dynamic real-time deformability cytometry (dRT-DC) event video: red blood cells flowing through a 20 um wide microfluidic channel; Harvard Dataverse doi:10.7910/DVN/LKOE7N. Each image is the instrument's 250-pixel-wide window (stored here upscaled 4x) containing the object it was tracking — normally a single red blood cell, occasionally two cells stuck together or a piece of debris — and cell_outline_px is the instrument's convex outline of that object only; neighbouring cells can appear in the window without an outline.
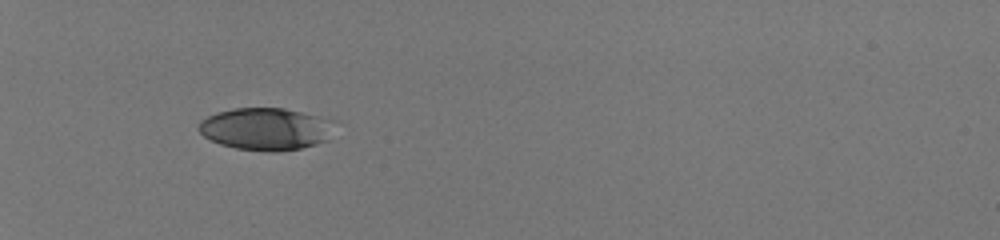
{"species": "human", "species_latin": "Homo sapiens", "temperature_condition": "room temperature", "stored_images_in_passage": 34, "camera_frame_rate_fps": 3000, "um_per_image_px": 0.085, "donor": {"sex": "male"}, "frame": {"image": 1, "passage_image": 1, "time_ms": 0.0, "image_size_px": [1000, 240], "cell_outline_px": [[336, 120], [328, 140], [316, 144], [300, 148], [276, 152], [264, 152], [236, 148], [220, 144], [204, 136], [196, 128], [200, 120], [216, 112], [232, 108], [284, 108], [320, 116]], "centroid_in_image_um": [22.6, 10.96], "position_along_channel_um": 62.4, "area_um2": 33.87}}
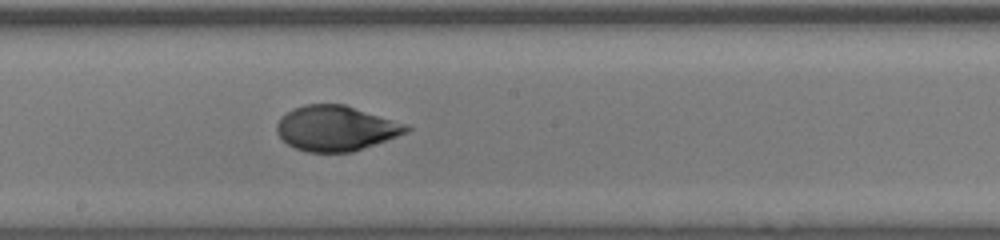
{"frame": {"image": 2, "passage_image": 15, "time_ms": 4.667, "image_size_px": [1000, 240], "cell_outline_px": [[412, 128], [408, 132], [352, 152], [308, 152], [296, 148], [288, 144], [276, 132], [276, 124], [280, 116], [292, 108], [304, 104], [344, 104], [408, 124]], "centroid_in_image_um": [28.54, 10.89], "position_along_channel_um": 219.7, "area_um2": 34.16}}
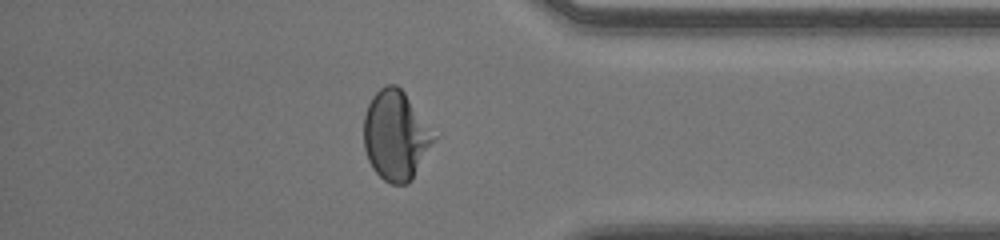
{"frame": {"image": 3, "passage_image": 29, "time_ms": 9.333, "image_size_px": [1000, 240], "cell_outline_px": [[436, 136], [412, 180], [408, 184], [392, 184], [384, 180], [372, 168], [368, 160], [364, 148], [364, 116], [368, 104], [372, 96], [380, 88], [388, 84], [396, 84], [404, 92]], "centroid_in_image_um": [33.6, 11.52], "position_along_channel_um": 401.6, "area_um2": 36.07}, "authors_computed_cell_mechanics": {"area_um2": 34.2754, "velocity_mm_per_s": 4.0397, "shape_relaxation_time_tau1_ms": 5.7886, "shape_relaxation_time_tau2_ms": null, "deformation_change_tau1": 0.2257, "deformation_change_tau2": null}}